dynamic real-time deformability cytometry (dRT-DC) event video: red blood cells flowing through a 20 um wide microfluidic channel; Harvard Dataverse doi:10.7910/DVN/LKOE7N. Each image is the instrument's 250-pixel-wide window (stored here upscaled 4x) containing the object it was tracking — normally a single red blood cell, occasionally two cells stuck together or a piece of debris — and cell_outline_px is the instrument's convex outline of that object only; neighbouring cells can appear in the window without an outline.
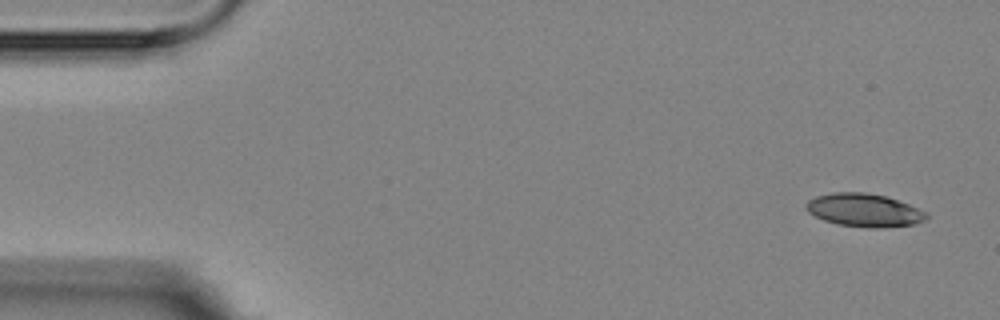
{"species": "Egyptian fruit bat (a non-hibernating species)", "species_latin": "Rousettus aegyptiacus", "temperature_condition": "room temperature", "stored_images_in_passage": 4, "camera_frame_rate_fps": 3000, "um_per_image_px": 0.085, "animal": {"sex": "female"}, "frame": {"image": 1, "passage_image": 1, "time_ms": 0.0, "image_size_px": [1000, 320], "cell_outline_px": [[928, 216], [924, 220], [916, 224], [884, 228], [868, 228], [836, 224], [824, 220], [808, 212], [804, 208], [804, 204], [808, 200], [816, 196], [832, 192], [864, 192], [884, 196], [908, 204], [928, 212]], "centroid_in_image_um": [73.44, 17.87], "position_along_channel_um": 11.6, "area_um2": 23.41}}
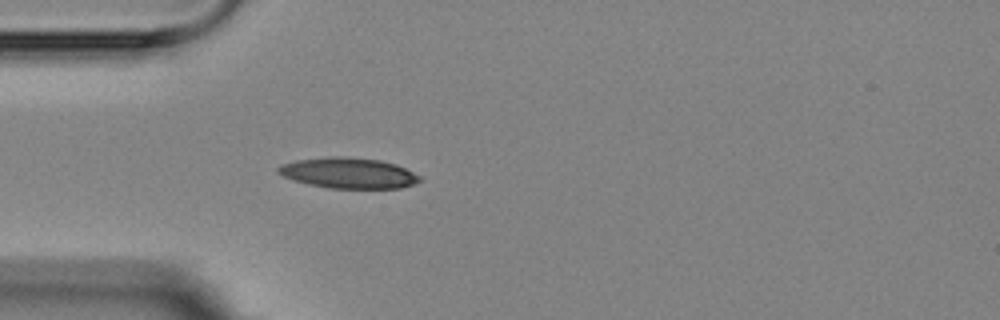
{"frame": {"image": 2, "passage_image": 4, "time_ms": 4.333, "image_size_px": [1000, 320], "cell_outline_px": [[424, 180], [400, 188], [328, 188], [308, 184], [284, 176], [276, 172], [276, 168], [280, 164], [296, 160], [332, 156], [344, 156], [380, 160], [396, 164], [420, 176]], "centroid_in_image_um": [29.61, 14.7], "position_along_channel_um": 55.4, "area_um2": 25.26}}